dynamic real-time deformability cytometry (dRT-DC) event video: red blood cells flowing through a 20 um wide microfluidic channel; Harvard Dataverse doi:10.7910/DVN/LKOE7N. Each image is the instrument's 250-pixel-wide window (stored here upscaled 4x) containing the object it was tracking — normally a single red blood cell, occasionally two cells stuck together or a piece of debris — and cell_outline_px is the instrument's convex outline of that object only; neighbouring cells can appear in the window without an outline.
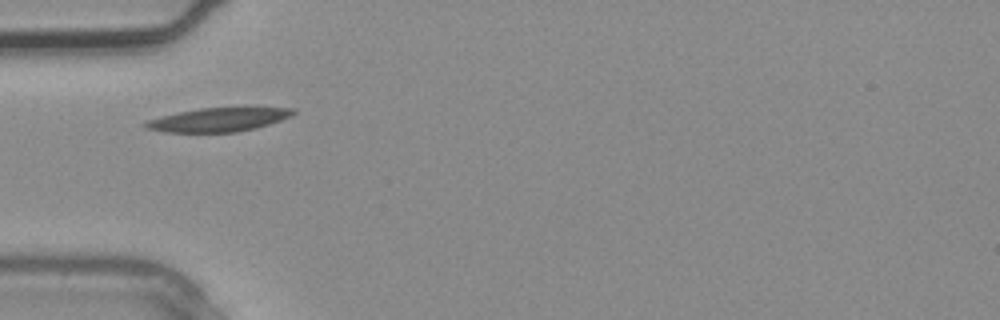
{"species": "common noctule bat (a hibernating species)", "species_latin": "Nyctalus noctula", "temperature_condition": "warm", "stored_images_in_passage": 1, "camera_frame_rate_fps": 3000, "um_per_image_px": 0.085, "animal": {"sex": "male", "body_mass_g": 20.4}, "frame": {"image": 1, "passage_image": 1, "time_ms": 0.0, "image_size_px": [1000, 320], "cell_outline_px": [[296, 112], [292, 116], [256, 128], [236, 132], [164, 132], [144, 128], [140, 124], [148, 120], [180, 112], [200, 108], [296, 108]], "centroid_in_image_um": [18.54, 10.18], "position_along_channel_um": 66.5, "area_um2": 20.23}}